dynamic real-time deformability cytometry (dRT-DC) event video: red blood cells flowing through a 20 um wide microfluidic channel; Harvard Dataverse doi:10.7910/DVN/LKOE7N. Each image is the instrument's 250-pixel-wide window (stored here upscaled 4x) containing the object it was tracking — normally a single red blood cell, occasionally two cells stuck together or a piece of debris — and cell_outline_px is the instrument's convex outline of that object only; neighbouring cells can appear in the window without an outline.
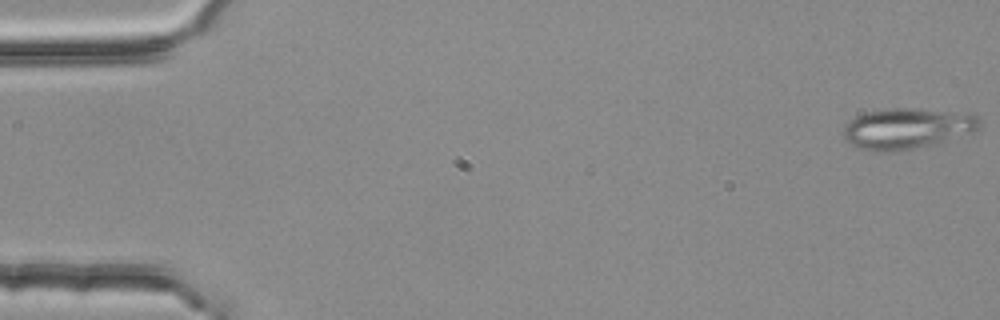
{"species": "common noctule bat (a hibernating species)", "species_latin": "Nyctalus noctula", "temperature_condition": "room temperature", "stored_images_in_passage": 4, "camera_frame_rate_fps": 3000, "um_per_image_px": 0.085, "animal": {"sex": "female", "body_mass_g": 25.1}, "frame": {"image": 1, "passage_image": 1, "time_ms": 0.0, "image_size_px": [1000, 320], "cell_outline_px": [[980, 128], [972, 132], [940, 144], [892, 152], [872, 152], [860, 148], [852, 144], [844, 136], [844, 124], [856, 116], [868, 112], [892, 108], [912, 108], [976, 116], [980, 120]], "centroid_in_image_um": [77.07, 10.96], "position_along_channel_um": 7.9, "area_um2": 32.08}}